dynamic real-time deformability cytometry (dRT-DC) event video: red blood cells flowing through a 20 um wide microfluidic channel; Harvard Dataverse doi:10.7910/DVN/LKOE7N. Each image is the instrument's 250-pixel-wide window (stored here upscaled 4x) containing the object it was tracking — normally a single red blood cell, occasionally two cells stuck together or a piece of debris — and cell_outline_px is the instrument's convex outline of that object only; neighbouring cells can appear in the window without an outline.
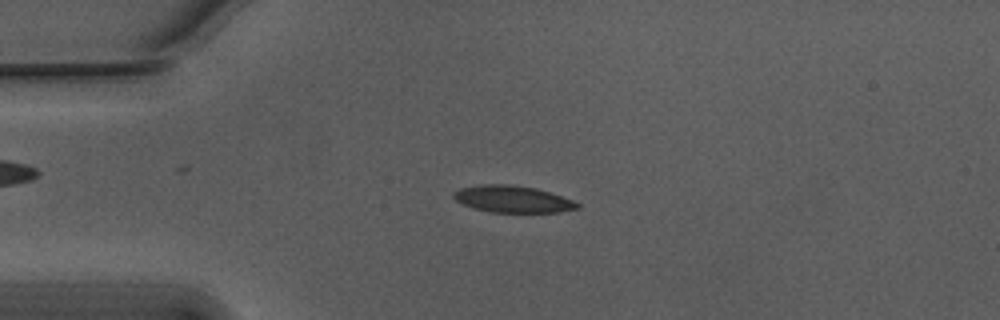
{"species": "Egyptian fruit bat (a non-hibernating species)", "species_latin": "Rousettus aegyptiacus", "temperature_condition": "warm", "stored_images_in_passage": 30, "camera_frame_rate_fps": 3000, "um_per_image_px": 0.085, "animal": {"sex": "male"}, "frame": {"image": 1, "passage_image": 4, "time_ms": 1.0, "image_size_px": [1000, 320], "cell_outline_px": [[580, 208], [556, 212], [492, 212], [472, 208], [456, 200], [452, 196], [452, 192], [460, 188], [480, 184], [504, 184], [536, 188], [572, 200], [580, 204]], "centroid_in_image_um": [43.53, 16.92], "position_along_channel_um": 41.5, "area_um2": 19.19}}
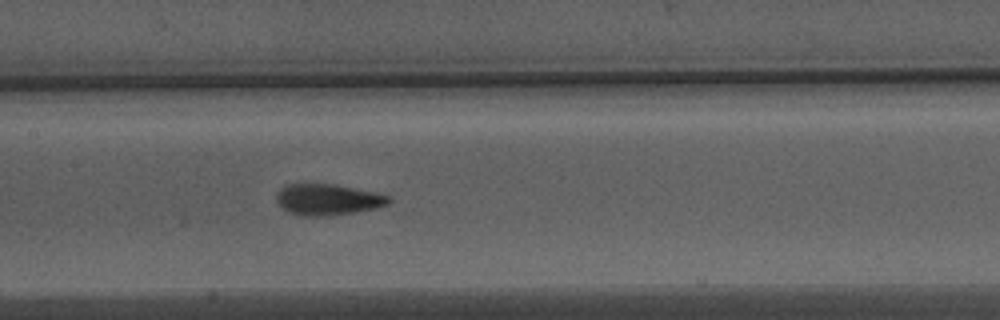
{"frame": {"image": 2, "passage_image": 17, "time_ms": 5.333, "image_size_px": [1000, 320], "cell_outline_px": [[392, 200], [388, 204], [356, 212], [328, 216], [300, 216], [288, 212], [276, 200], [276, 196], [280, 188], [288, 184], [332, 184], [376, 192], [392, 196]], "centroid_in_image_um": [27.87, 16.96], "position_along_channel_um": 179.5, "area_um2": 20.35}}
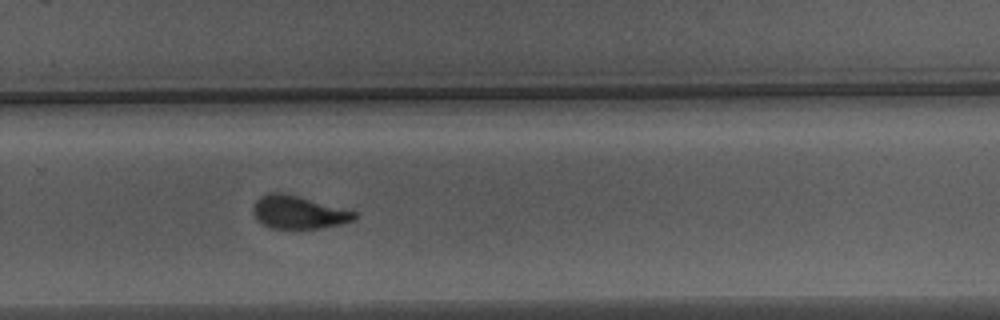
{"frame": {"image": 3, "passage_image": 27, "time_ms": 8.667, "image_size_px": [1000, 320], "cell_outline_px": [[360, 216], [352, 220], [340, 224], [324, 228], [268, 228], [256, 220], [252, 212], [252, 208], [256, 200], [260, 196], [268, 192], [280, 192], [360, 212]], "centroid_in_image_um": [25.36, 18.05], "position_along_channel_um": 304.4, "area_um2": 19.65}}